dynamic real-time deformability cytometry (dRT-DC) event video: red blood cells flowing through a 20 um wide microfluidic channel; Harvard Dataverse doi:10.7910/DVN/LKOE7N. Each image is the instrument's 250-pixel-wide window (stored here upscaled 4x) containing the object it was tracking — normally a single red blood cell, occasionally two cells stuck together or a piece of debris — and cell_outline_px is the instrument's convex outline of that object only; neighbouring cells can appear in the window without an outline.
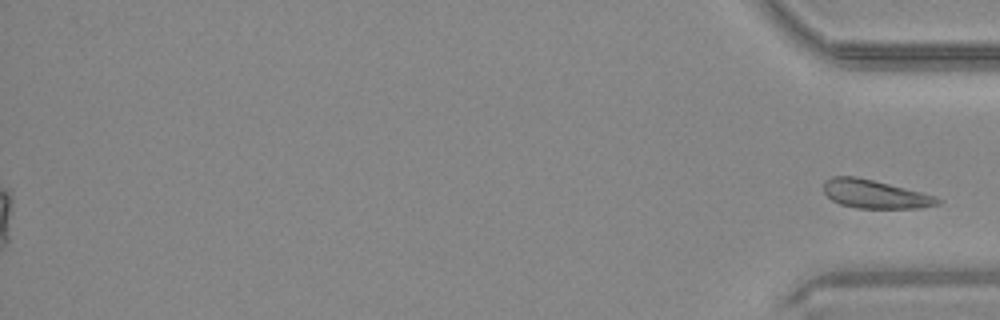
{"species": "common noctule bat (a hibernating species)", "species_latin": "Nyctalus noctula", "temperature_condition": "warm", "stored_images_in_passage": 49, "segment_of_instrument_passage": [2, 2], "camera_frame_rate_fps": 3000, "um_per_image_px": 0.085, "animal": {"sex": "male", "body_mass_g": 20.4}, "frame": {"image": 1, "passage_image": 49, "time_ms": 16.0, "image_size_px": [1000, 320], "cell_outline_px": [[944, 200], [940, 204], [920, 208], [856, 208], [840, 204], [832, 200], [824, 192], [824, 180], [832, 176], [856, 176], [936, 196]], "centroid_in_image_um": [74.37, 16.5], "position_along_channel_um": 360.8, "area_um2": 18.84}}